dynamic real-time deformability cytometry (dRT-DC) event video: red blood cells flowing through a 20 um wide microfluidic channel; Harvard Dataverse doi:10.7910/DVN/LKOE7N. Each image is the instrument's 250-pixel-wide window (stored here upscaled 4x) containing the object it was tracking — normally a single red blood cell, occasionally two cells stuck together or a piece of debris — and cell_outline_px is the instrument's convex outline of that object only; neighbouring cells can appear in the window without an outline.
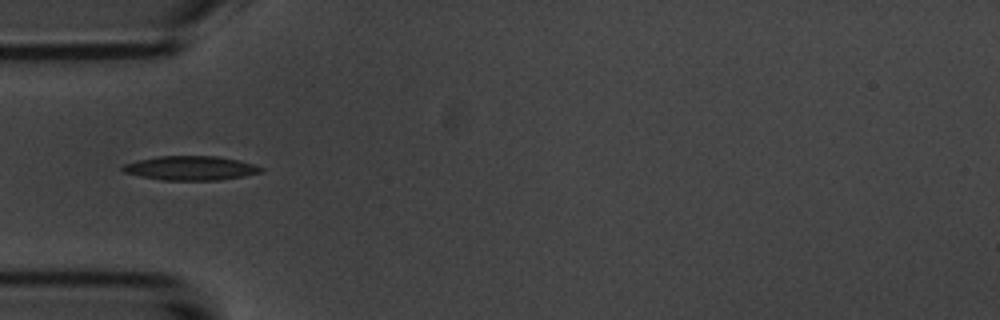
{"species": "common noctule bat (a hibernating species)", "species_latin": "Nyctalus noctula", "temperature_condition": "room temperature", "stored_images_in_passage": 15, "camera_frame_rate_fps": 3000, "um_per_image_px": 0.085, "animal": {"sex": "male", "body_mass_g": 20.1, "forearm_length_mm": 53.5}, "frame": {"image": 1, "passage_image": 5, "time_ms": 5.333, "image_size_px": [1000, 320], "cell_outline_px": [[264, 172], [244, 176], [220, 180], [164, 180], [140, 176], [124, 172], [120, 168], [124, 164], [136, 160], [156, 156], [216, 156], [240, 160], [264, 168]], "centroid_in_image_um": [16.21, 14.28], "position_along_channel_um": 68.8, "area_um2": 19.59}}
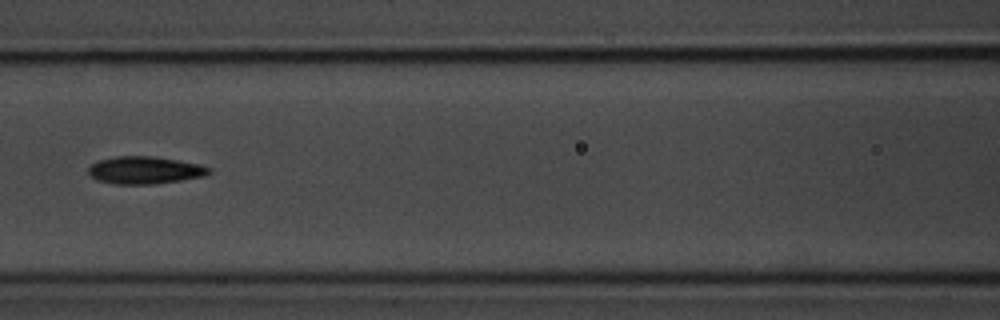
{"frame": {"image": 2, "passage_image": 7, "time_ms": 7.667, "image_size_px": [1000, 320], "cell_outline_px": [[212, 172], [204, 176], [180, 180], [152, 184], [116, 184], [96, 180], [88, 172], [88, 168], [96, 160], [116, 156], [152, 156], [200, 164], [212, 168]], "centroid_in_image_um": [12.3, 14.46], "position_along_channel_um": 154.3, "area_um2": 19.31}}
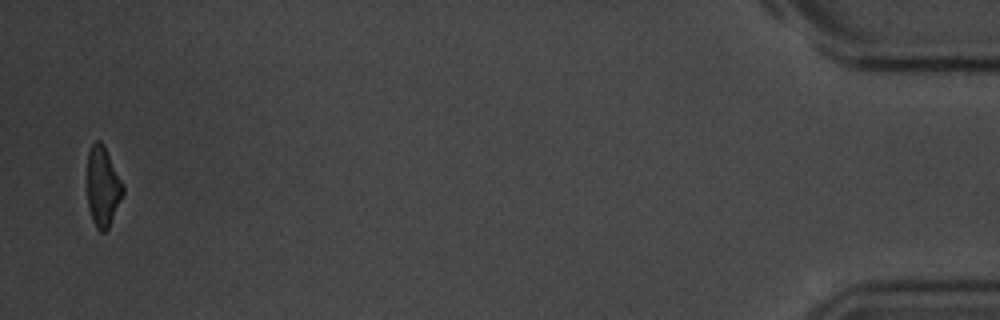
{"frame": {"image": 3, "passage_image": 15, "time_ms": 17.667, "image_size_px": [1000, 320], "cell_outline_px": [[124, 192], [108, 228], [104, 232], [100, 232], [96, 228], [92, 220], [88, 208], [88, 152], [92, 144], [96, 140], [100, 140], [104, 144], [124, 184]], "centroid_in_image_um": [8.75, 15.84], "position_along_channel_um": 426.5, "area_um2": 16.7}, "authors_computed_cell_mechanics": {"area_um2": 17.9758, "velocity_mm_per_s": 3.628, "shape_relaxation_time_tau1_ms": 4.0387, "shape_relaxation_time_tau2_ms": 4.0394, "deformation_change_tau1": 0.1438, "deformation_change_tau2": 0.1}}